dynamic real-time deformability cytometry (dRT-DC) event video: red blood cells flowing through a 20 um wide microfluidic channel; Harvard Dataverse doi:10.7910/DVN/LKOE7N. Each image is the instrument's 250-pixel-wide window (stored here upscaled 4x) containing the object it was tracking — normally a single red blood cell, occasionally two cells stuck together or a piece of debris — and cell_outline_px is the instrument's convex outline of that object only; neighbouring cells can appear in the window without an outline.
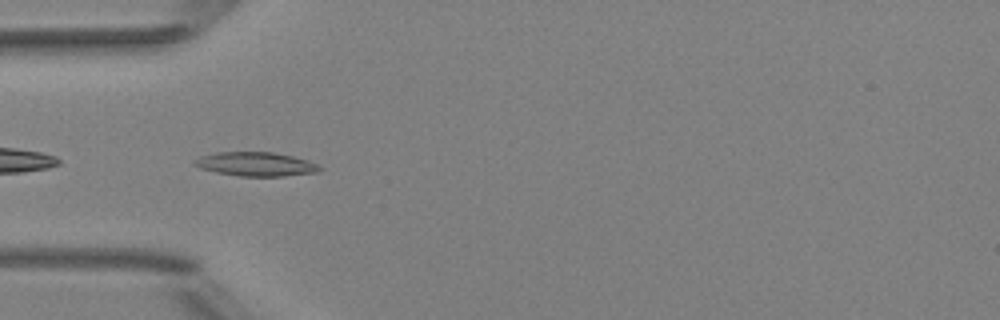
{"species": "Egyptian fruit bat (a non-hibernating species)", "species_latin": "Rousettus aegyptiacus", "temperature_condition": "room temperature", "stored_images_in_passage": 9, "camera_frame_rate_fps": 3000, "um_per_image_px": 0.085, "animal": {"sex": "female"}, "frame": {"image": 1, "passage_image": 6, "time_ms": 1.667, "image_size_px": [1000, 320], "cell_outline_px": [[324, 168], [320, 172], [284, 176], [240, 176], [216, 172], [200, 168], [192, 164], [192, 160], [200, 156], [216, 152], [272, 152], [292, 156], [308, 160]], "centroid_in_image_um": [21.74, 13.95], "position_along_channel_um": 63.3, "area_um2": 17.63}}
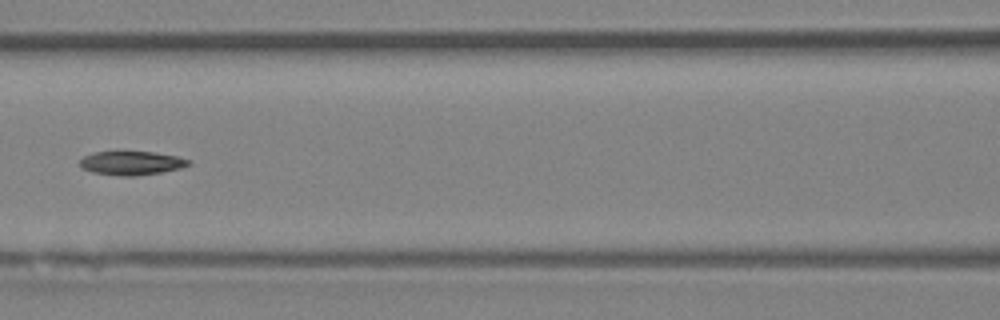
{"frame": {"image": 2, "passage_image": 8, "time_ms": 2.333, "image_size_px": [1000, 320], "cell_outline_px": [[192, 164], [180, 168], [160, 172], [136, 176], [124, 176], [92, 172], [80, 168], [80, 160], [84, 156], [96, 152], [152, 152], [176, 156], [192, 160]], "centroid_in_image_um": [11.19, 13.86], "position_along_channel_um": 155.4, "area_um2": 14.97}}
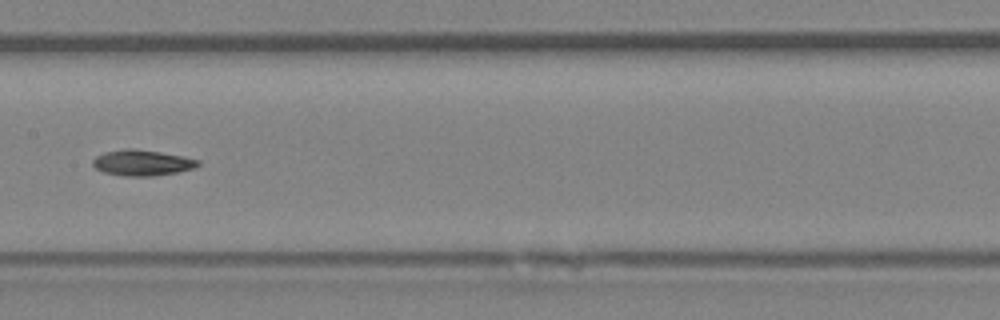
{"frame": {"image": 3, "passage_image": 9, "time_ms": 2.667, "image_size_px": [1000, 320], "cell_outline_px": [[200, 164], [192, 168], [180, 172], [152, 176], [124, 176], [104, 172], [96, 168], [92, 164], [92, 160], [96, 156], [104, 152], [124, 148], [132, 148], [160, 152], [184, 156], [200, 160]], "centroid_in_image_um": [12.08, 13.83], "position_along_channel_um": 195.3, "area_um2": 15.9}}